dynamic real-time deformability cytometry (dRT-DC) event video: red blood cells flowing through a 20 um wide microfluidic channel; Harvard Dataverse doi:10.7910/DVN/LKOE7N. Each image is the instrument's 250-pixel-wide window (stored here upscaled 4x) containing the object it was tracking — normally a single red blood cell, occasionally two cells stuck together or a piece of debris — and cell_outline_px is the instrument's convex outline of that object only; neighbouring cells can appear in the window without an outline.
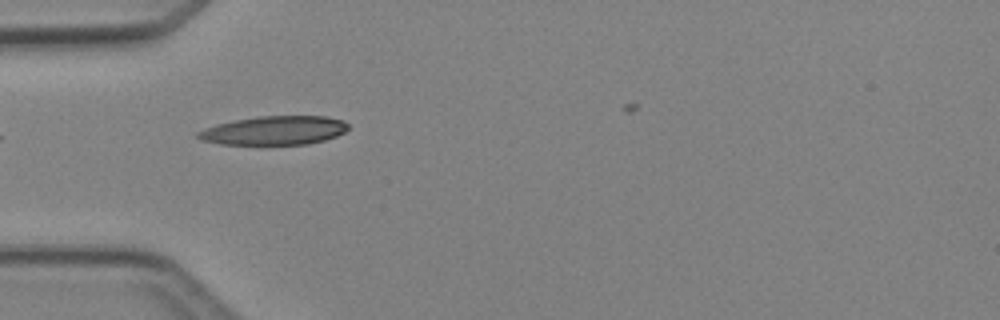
{"species": "Egyptian fruit bat (a non-hibernating species)", "species_latin": "Rousettus aegyptiacus", "temperature_condition": "cold", "stored_images_in_passage": 2, "camera_frame_rate_fps": 3000, "um_per_image_px": 0.085, "animal": {"sex": "female"}, "frame": {"image": 1, "passage_image": 1, "time_ms": 0.0, "image_size_px": [1000, 320], "cell_outline_px": [[348, 128], [344, 132], [336, 136], [324, 140], [308, 144], [220, 144], [200, 140], [196, 136], [196, 132], [204, 128], [216, 124], [236, 120], [260, 116], [324, 116], [344, 120], [348, 124]], "centroid_in_image_um": [23.3, 11.09], "position_along_channel_um": 61.7, "area_um2": 25.2}}
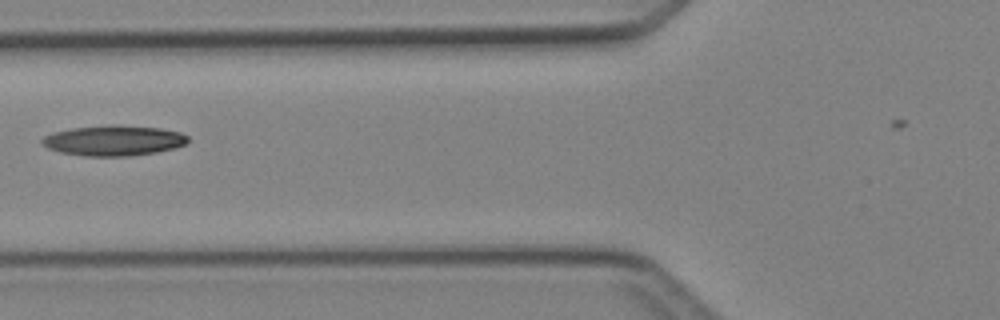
{"frame": {"image": 2, "passage_image": 2, "time_ms": 1.333, "image_size_px": [1000, 320], "cell_outline_px": [[188, 140], [184, 144], [176, 148], [156, 152], [128, 156], [84, 156], [60, 152], [48, 148], [40, 140], [44, 136], [52, 132], [72, 128], [112, 124], [116, 124], [160, 128], [180, 132], [188, 136]], "centroid_in_image_um": [9.66, 11.94], "position_along_channel_um": 116.1, "area_um2": 25.89}}